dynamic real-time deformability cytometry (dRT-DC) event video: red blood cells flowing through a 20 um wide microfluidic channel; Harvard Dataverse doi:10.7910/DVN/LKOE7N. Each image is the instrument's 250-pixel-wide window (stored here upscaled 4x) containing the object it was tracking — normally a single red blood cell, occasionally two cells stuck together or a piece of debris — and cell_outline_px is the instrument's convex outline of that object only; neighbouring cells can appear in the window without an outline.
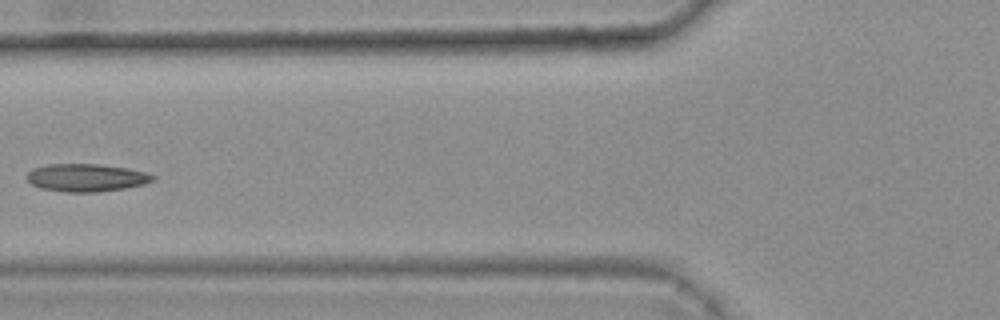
{"species": "common noctule bat (a hibernating species)", "species_latin": "Nyctalus noctula", "temperature_condition": "warm", "stored_images_in_passage": 7, "camera_frame_rate_fps": 3000, "um_per_image_px": 0.085, "animal": {"sex": "female", "body_mass_g": 25.1}, "frame": {"image": 1, "passage_image": 6, "time_ms": 1.667, "image_size_px": [1000, 320], "cell_outline_px": [[156, 180], [144, 184], [124, 188], [96, 192], [64, 192], [40, 188], [32, 184], [28, 180], [28, 172], [32, 168], [48, 164], [96, 164], [128, 168], [144, 172], [156, 176]], "centroid_in_image_um": [7.34, 15.1], "position_along_channel_um": 118.5, "area_um2": 20.35}}
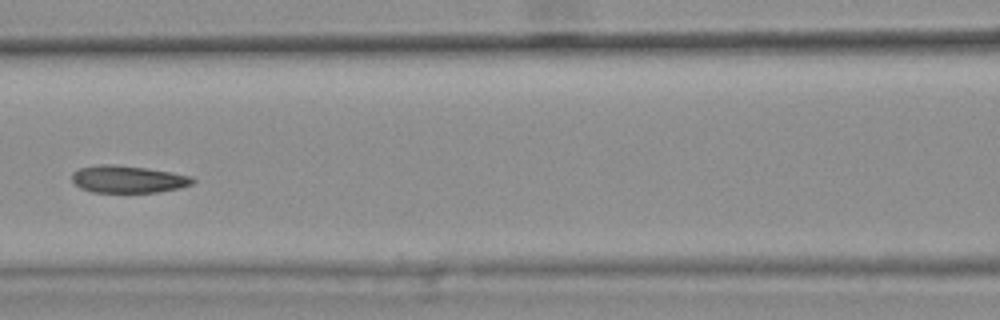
{"frame": {"image": 2, "passage_image": 7, "time_ms": 2.0, "image_size_px": [1000, 320], "cell_outline_px": [[196, 180], [192, 184], [180, 188], [160, 192], [92, 192], [80, 188], [72, 180], [72, 172], [80, 168], [100, 164], [116, 164], [144, 168], [192, 176]], "centroid_in_image_um": [10.87, 15.23], "position_along_channel_um": 155.7, "area_um2": 19.13}}